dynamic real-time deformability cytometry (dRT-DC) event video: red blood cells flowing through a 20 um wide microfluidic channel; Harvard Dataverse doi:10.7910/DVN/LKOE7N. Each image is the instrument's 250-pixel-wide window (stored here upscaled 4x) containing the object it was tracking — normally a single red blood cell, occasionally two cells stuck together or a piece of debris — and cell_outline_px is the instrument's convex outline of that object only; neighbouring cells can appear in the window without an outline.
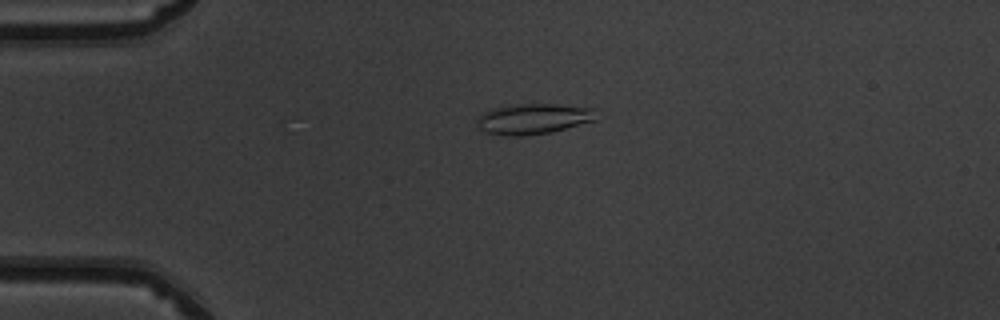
{"species": "common noctule bat (a hibernating species)", "species_latin": "Nyctalus noctula", "temperature_condition": "warm", "stored_images_in_passage": 6, "camera_frame_rate_fps": 3000, "um_per_image_px": 0.085, "animal": {"sex": "male", "body_mass_g": 19.5, "forearm_length_mm": 54.6}, "frame": {"image": 1, "passage_image": 1, "time_ms": 0.0, "image_size_px": [1000, 320], "cell_outline_px": [[596, 120], [552, 132], [520, 136], [504, 136], [484, 132], [480, 128], [476, 120], [484, 112], [492, 108], [516, 104], [556, 104], [596, 108]], "centroid_in_image_um": [45.35, 10.1], "position_along_channel_um": 39.7, "area_um2": 21.33}}